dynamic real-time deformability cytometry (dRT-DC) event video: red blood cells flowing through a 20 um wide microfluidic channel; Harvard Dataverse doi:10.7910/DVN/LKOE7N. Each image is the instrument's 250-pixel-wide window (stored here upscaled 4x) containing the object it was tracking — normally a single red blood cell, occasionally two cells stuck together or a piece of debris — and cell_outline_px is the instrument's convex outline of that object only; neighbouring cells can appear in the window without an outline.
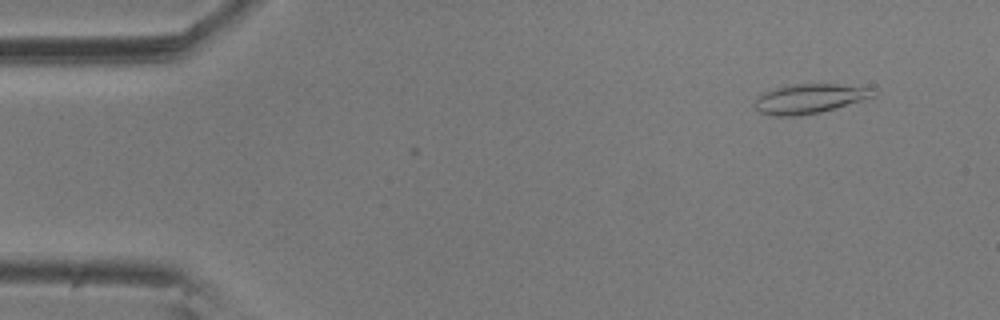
{"species": "common noctule bat (a hibernating species)", "species_latin": "Nyctalus noctula", "temperature_condition": "room temperature", "stored_images_in_passage": 7, "camera_frame_rate_fps": 3000, "um_per_image_px": 0.085, "animal": {"sex": "male", "body_mass_g": 20.5, "forearm_length_mm": 52.5}, "frame": {"image": 1, "passage_image": 2, "time_ms": 0.333, "image_size_px": [1000, 320], "cell_outline_px": [[876, 96], [836, 108], [820, 112], [796, 116], [772, 116], [760, 112], [756, 108], [756, 100], [764, 92], [776, 88], [796, 84], [836, 84], [868, 88]], "centroid_in_image_um": [68.79, 8.4], "position_along_channel_um": 16.2, "area_um2": 19.88}}
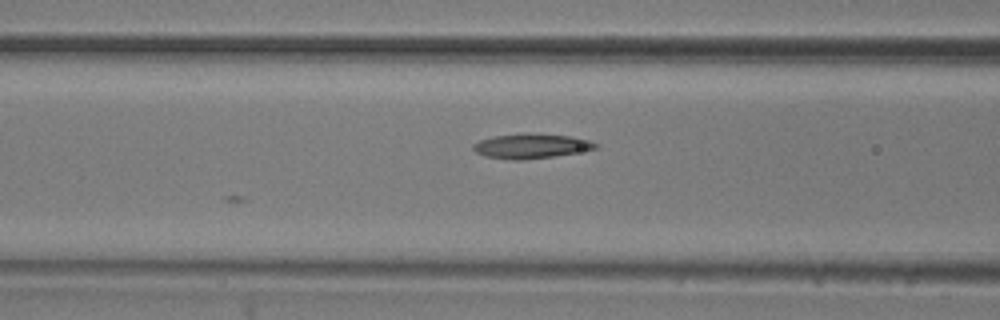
{"frame": {"image": 2, "passage_image": 7, "time_ms": 2.0, "image_size_px": [1000, 320], "cell_outline_px": [[600, 144], [596, 148], [556, 156], [520, 160], [508, 160], [484, 156], [476, 152], [472, 148], [472, 144], [480, 140], [492, 136], [524, 132], [528, 132], [572, 136], [588, 140]], "centroid_in_image_um": [45.11, 12.4], "position_along_channel_um": 121.5, "area_um2": 17.92}}